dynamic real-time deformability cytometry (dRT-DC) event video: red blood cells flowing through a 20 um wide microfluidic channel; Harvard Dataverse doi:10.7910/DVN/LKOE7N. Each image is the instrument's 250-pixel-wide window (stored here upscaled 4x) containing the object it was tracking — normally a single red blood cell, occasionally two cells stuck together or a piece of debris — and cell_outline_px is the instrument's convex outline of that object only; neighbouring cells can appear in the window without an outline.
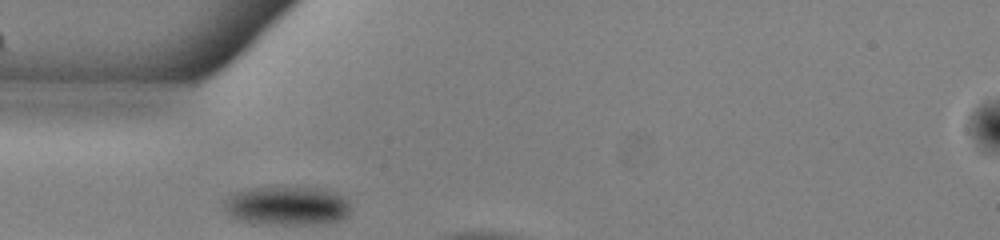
{"species": "common noctule bat (a hibernating species)", "species_latin": "Nyctalus noctula", "temperature_condition": "warm", "stored_images_in_passage": 13, "camera_frame_rate_fps": 3000, "um_per_image_px": 0.085, "animal": {"sex": "male", "body_mass_g": 13.0, "forearm_length_mm": 53.1}, "frame": {"image": 1, "passage_image": 1, "time_ms": 0.0, "image_size_px": [1000, 240], "cell_outline_px": [[352, 212], [348, 216], [340, 220], [324, 224], [252, 224], [236, 220], [228, 216], [224, 208], [224, 200], [228, 196], [236, 192], [248, 188], [316, 188], [336, 192], [348, 196], [352, 208]], "centroid_in_image_um": [24.43, 17.52], "position_along_channel_um": 60.6, "area_um2": 29.48}}
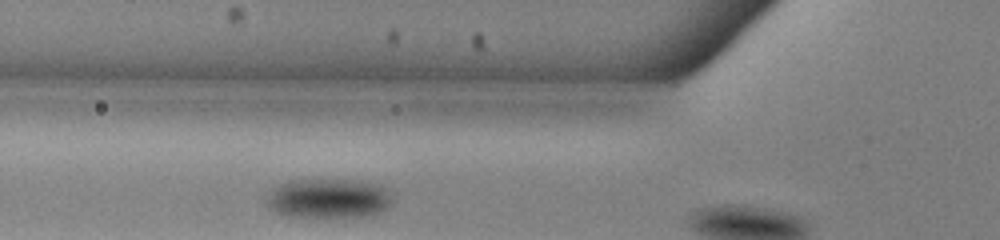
{"frame": {"image": 2, "passage_image": 4, "time_ms": 1.0, "image_size_px": [1000, 240], "cell_outline_px": [[392, 204], [384, 212], [376, 216], [316, 220], [288, 216], [276, 212], [264, 200], [268, 192], [276, 184], [288, 180], [360, 180], [380, 184], [388, 188], [392, 200]], "centroid_in_image_um": [27.96, 16.91], "position_along_channel_um": 97.8, "area_um2": 30.81}}